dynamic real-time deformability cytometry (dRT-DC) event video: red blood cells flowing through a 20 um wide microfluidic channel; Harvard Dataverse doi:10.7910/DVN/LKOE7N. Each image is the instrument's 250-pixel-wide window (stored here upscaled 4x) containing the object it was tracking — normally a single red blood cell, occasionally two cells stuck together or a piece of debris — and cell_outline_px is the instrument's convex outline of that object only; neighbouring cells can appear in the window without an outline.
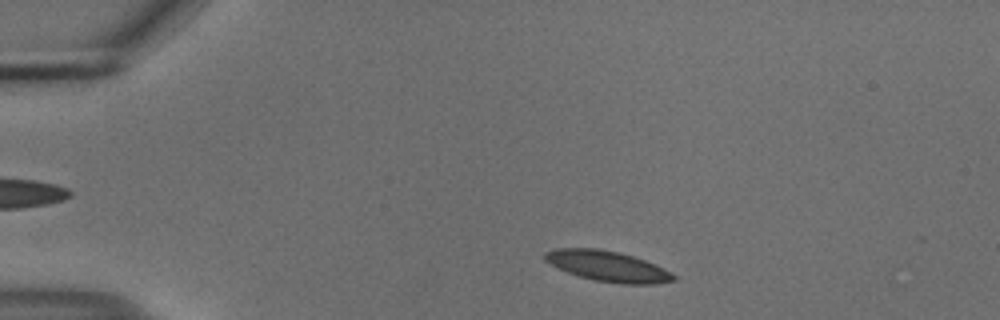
{"species": "common noctule bat (a hibernating species)", "species_latin": "Nyctalus noctula", "temperature_condition": "cold", "stored_images_in_passage": 48, "camera_frame_rate_fps": 3000, "um_per_image_px": 0.085, "animal": {"sex": "male", "body_mass_g": 18.8}, "frame": {"image": 1, "passage_image": 4, "time_ms": 1.0, "image_size_px": [1000, 320], "cell_outline_px": [[676, 280], [656, 284], [620, 284], [596, 280], [580, 276], [568, 272], [544, 260], [544, 252], [556, 248], [600, 248], [620, 252], [644, 260], [664, 268], [672, 272], [676, 276]], "centroid_in_image_um": [51.69, 22.62], "position_along_channel_um": 33.3, "area_um2": 22.83}}
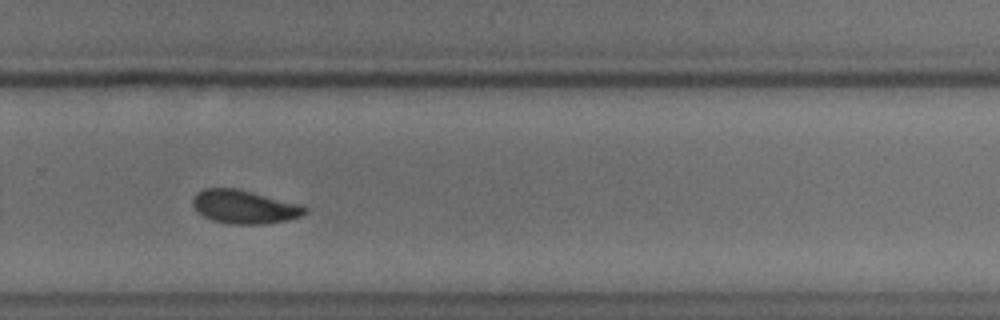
{"frame": {"image": 2, "passage_image": 31, "time_ms": 10.0, "image_size_px": [1000, 320], "cell_outline_px": [[308, 212], [300, 216], [288, 220], [264, 224], [228, 224], [212, 220], [196, 212], [192, 204], [192, 200], [196, 192], [204, 188], [236, 188], [304, 204], [308, 208]], "centroid_in_image_um": [20.79, 17.58], "position_along_channel_um": 309.0, "area_um2": 22.31}}
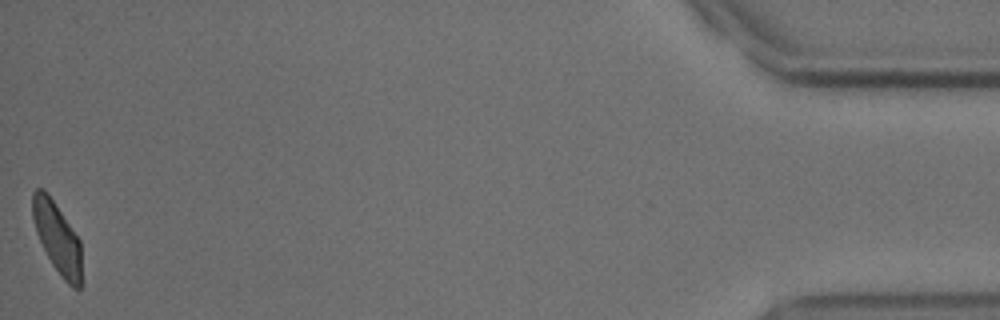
{"frame": {"image": 3, "passage_image": 48, "time_ms": 15.667, "image_size_px": [1000, 320], "cell_outline_px": [[84, 284], [80, 288], [72, 288], [64, 280], [52, 264], [36, 232], [32, 216], [32, 192], [36, 188], [44, 188], [48, 192], [80, 240]], "centroid_in_image_um": [4.91, 20.25], "position_along_channel_um": 430.3, "area_um2": 20.69}, "authors_computed_cell_mechanics": {"area_um2": 22.2819, "velocity_mm_per_s": 3.6712, "shape_relaxation_time_tau1_ms": 2.8276, "shape_relaxation_time_tau2_ms": 1.6842, "deformation_change_tau1": 0.1032, "deformation_change_tau2": 0.0493}}